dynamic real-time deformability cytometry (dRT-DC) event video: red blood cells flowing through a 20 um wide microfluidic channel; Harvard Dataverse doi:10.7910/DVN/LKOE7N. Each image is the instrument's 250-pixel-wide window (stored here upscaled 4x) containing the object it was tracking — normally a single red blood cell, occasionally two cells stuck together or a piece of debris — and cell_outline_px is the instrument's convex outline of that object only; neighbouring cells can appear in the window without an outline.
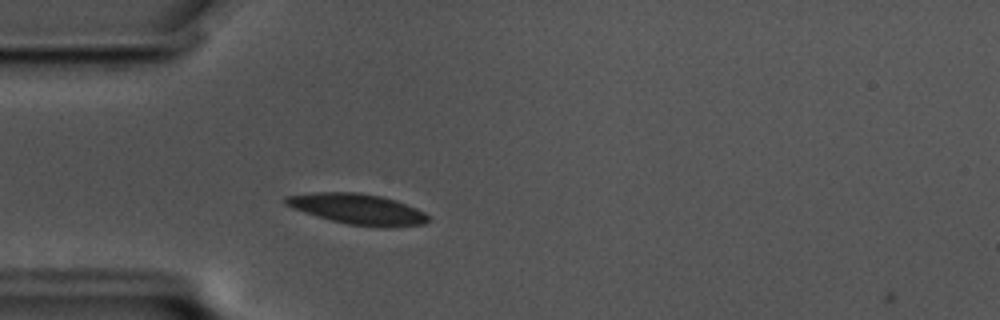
{"species": "common noctule bat (a hibernating species)", "species_latin": "Nyctalus noctula", "temperature_condition": "cold", "stored_images_in_passage": 2, "camera_frame_rate_fps": 3000, "um_per_image_px": 0.085, "animal": {"sex": "male", "body_mass_g": 17.5, "forearm_length_mm": 52.3}, "frame": {"image": 1, "passage_image": 1, "time_ms": 0.0, "image_size_px": [1000, 320], "cell_outline_px": [[432, 220], [424, 224], [392, 228], [384, 228], [348, 224], [316, 216], [292, 208], [284, 204], [284, 196], [316, 192], [360, 192], [380, 196], [396, 200], [416, 208], [424, 212]], "centroid_in_image_um": [30.43, 17.78], "position_along_channel_um": 54.6, "area_um2": 25.66}}